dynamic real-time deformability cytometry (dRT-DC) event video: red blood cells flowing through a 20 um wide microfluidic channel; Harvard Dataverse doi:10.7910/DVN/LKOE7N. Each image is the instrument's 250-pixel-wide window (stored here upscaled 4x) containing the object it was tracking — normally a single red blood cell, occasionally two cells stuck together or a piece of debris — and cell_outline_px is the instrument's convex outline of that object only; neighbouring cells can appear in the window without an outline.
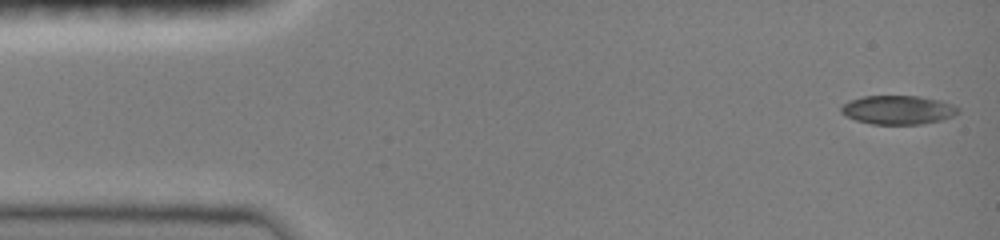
{"species": "common noctule bat (a hibernating species)", "species_latin": "Nyctalus noctula", "temperature_condition": "room temperature", "stored_images_in_passage": 14, "camera_frame_rate_fps": 3000, "um_per_image_px": 0.085, "animal": {"sex": "female", "body_mass_g": 19.0, "forearm_length_mm": 51.5}, "frame": {"image": 1, "passage_image": 1, "time_ms": 0.0, "image_size_px": [1000, 240], "cell_outline_px": [[960, 112], [952, 116], [940, 120], [920, 124], [872, 124], [856, 120], [840, 112], [840, 108], [848, 100], [864, 96], [920, 96], [940, 100], [952, 104], [960, 108]], "centroid_in_image_um": [76.34, 9.33], "position_along_channel_um": 8.7, "area_um2": 19.65}}
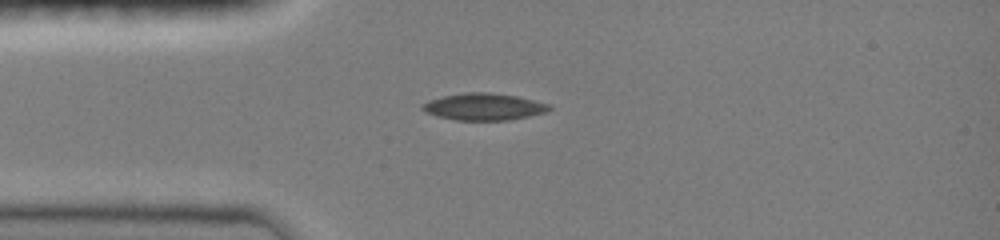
{"frame": {"image": 2, "passage_image": 10, "time_ms": 3.333, "image_size_px": [1000, 240], "cell_outline_px": [[552, 108], [548, 112], [508, 120], [456, 120], [436, 116], [424, 112], [420, 108], [420, 104], [428, 100], [444, 96], [464, 92], [488, 92], [516, 96], [552, 104]], "centroid_in_image_um": [41.11, 9.07], "position_along_channel_um": 43.9, "area_um2": 20.11}}